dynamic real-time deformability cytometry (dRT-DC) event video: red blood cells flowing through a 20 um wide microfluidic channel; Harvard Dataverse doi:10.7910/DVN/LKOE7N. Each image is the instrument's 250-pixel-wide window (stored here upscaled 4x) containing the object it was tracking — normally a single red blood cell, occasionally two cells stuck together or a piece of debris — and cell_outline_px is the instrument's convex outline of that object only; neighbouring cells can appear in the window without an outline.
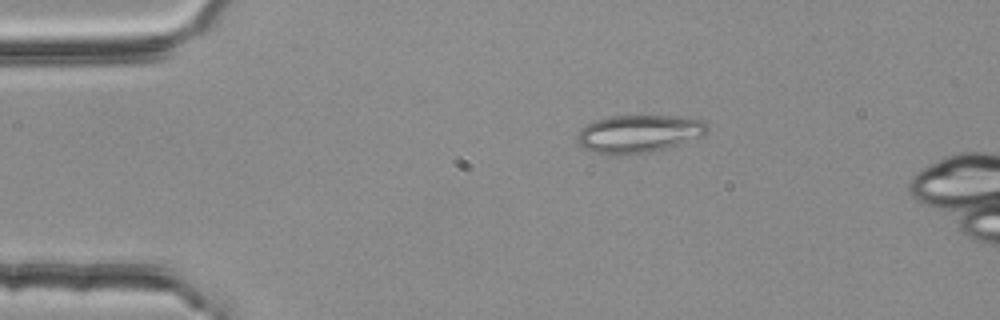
{"species": "common noctule bat (a hibernating species)", "species_latin": "Nyctalus noctula", "temperature_condition": "room temperature", "stored_images_in_passage": 7, "camera_frame_rate_fps": 3000, "um_per_image_px": 0.085, "animal": {"sex": "female", "body_mass_g": 25.1}, "frame": {"image": 1, "passage_image": 1, "time_ms": 0.0, "image_size_px": [1000, 320], "cell_outline_px": [[708, 128], [704, 132], [676, 144], [652, 152], [616, 156], [596, 152], [584, 148], [576, 140], [576, 136], [580, 128], [596, 120], [608, 116], [668, 116], [708, 120]], "centroid_in_image_um": [54.21, 11.36], "position_along_channel_um": 30.8, "area_um2": 28.21}}